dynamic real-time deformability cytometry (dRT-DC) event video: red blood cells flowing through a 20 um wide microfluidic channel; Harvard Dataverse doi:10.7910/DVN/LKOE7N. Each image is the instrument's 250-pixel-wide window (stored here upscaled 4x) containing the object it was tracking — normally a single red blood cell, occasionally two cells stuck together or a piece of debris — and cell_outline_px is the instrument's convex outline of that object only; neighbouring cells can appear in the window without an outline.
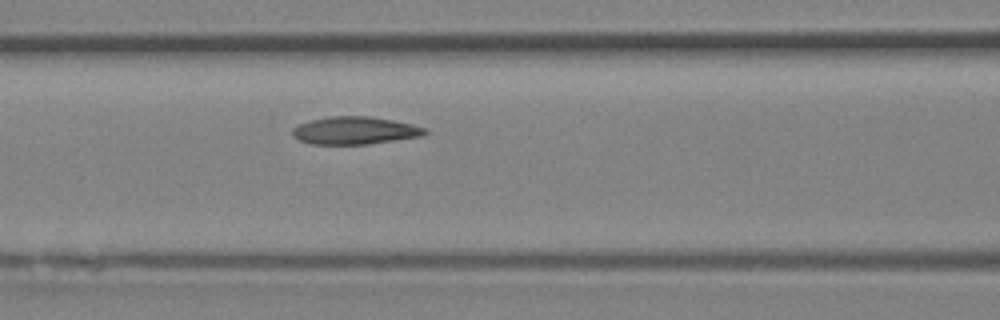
{"species": "Egyptian fruit bat (a non-hibernating species)", "species_latin": "Rousettus aegyptiacus", "temperature_condition": "room temperature", "stored_images_in_passage": 3, "camera_frame_rate_fps": 3000, "um_per_image_px": 0.085, "animal": {"sex": "female"}, "frame": {"image": 1, "passage_image": 3, "time_ms": 0.667, "image_size_px": [1000, 320], "cell_outline_px": [[428, 132], [424, 136], [368, 144], [308, 144], [292, 136], [292, 128], [296, 124], [308, 120], [328, 116], [368, 116], [392, 120], [412, 124], [428, 128]], "centroid_in_image_um": [30.14, 11.09], "position_along_channel_um": 136.5, "area_um2": 21.68}}